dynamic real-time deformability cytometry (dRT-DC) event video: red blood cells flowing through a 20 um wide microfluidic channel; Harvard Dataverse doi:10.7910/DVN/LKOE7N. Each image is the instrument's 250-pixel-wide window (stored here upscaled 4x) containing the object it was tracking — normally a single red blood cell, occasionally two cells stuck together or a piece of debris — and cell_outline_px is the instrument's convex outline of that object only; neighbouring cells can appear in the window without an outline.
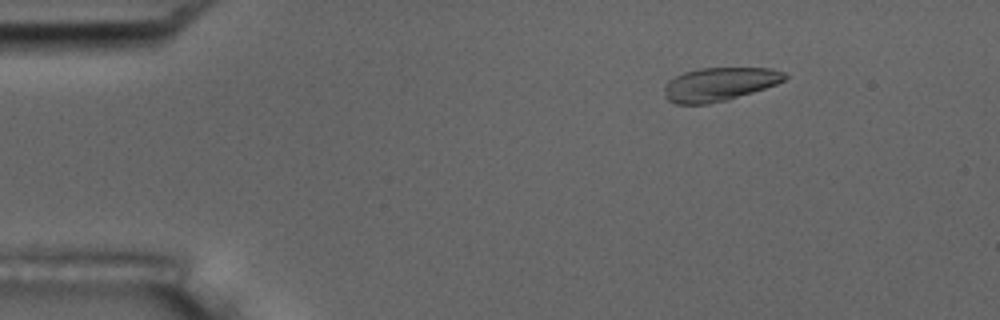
{"species": "common noctule bat (a hibernating species)", "species_latin": "Nyctalus noctula", "temperature_condition": "room temperature", "stored_images_in_passage": 5, "camera_frame_rate_fps": 3000, "um_per_image_px": 0.085, "animal": {"sex": "male", "body_mass_g": 17.5, "forearm_length_mm": 52.3}, "frame": {"image": 1, "passage_image": 3, "time_ms": 2.333, "image_size_px": [1000, 320], "cell_outline_px": [[788, 76], [784, 80], [776, 84], [728, 100], [708, 104], [676, 104], [668, 100], [664, 96], [664, 84], [668, 80], [684, 72], [700, 68], [772, 68], [784, 72]], "centroid_in_image_um": [61.11, 7.16], "position_along_channel_um": 23.9, "area_um2": 23.58}}